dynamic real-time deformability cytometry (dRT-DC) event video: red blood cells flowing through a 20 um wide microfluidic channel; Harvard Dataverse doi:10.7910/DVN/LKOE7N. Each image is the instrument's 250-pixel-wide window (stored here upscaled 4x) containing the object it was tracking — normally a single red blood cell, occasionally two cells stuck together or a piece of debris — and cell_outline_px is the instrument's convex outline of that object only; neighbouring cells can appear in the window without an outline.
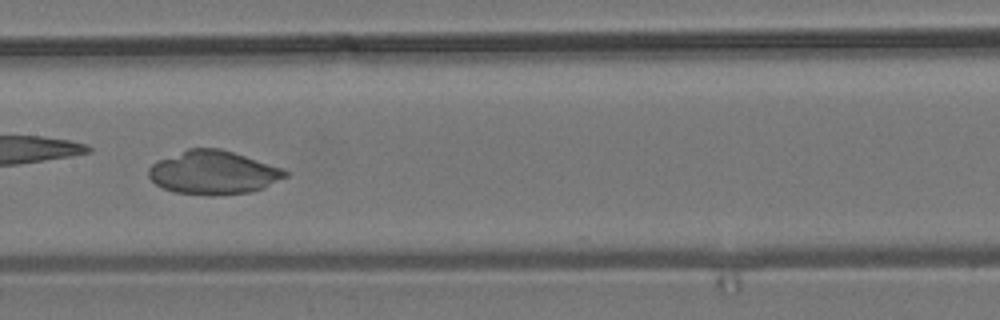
{"species": "common noctule bat (a hibernating species)", "species_latin": "Nyctalus noctula", "temperature_condition": "room temperature", "stored_images_in_passage": 8, "camera_frame_rate_fps": 3000, "um_per_image_px": 0.085, "animal": {"sex": "male", "body_mass_g": 19.2, "forearm_length_mm": 51.8}, "frame": {"image": 1, "passage_image": 8, "time_ms": 2.333, "image_size_px": [1000, 320], "cell_outline_px": [[288, 176], [264, 188], [248, 192], [176, 192], [164, 188], [156, 184], [148, 176], [148, 168], [156, 160], [188, 148], [220, 148], [284, 168], [288, 172]], "centroid_in_image_um": [18.14, 14.6], "position_along_channel_um": 189.3, "area_um2": 33.76}}